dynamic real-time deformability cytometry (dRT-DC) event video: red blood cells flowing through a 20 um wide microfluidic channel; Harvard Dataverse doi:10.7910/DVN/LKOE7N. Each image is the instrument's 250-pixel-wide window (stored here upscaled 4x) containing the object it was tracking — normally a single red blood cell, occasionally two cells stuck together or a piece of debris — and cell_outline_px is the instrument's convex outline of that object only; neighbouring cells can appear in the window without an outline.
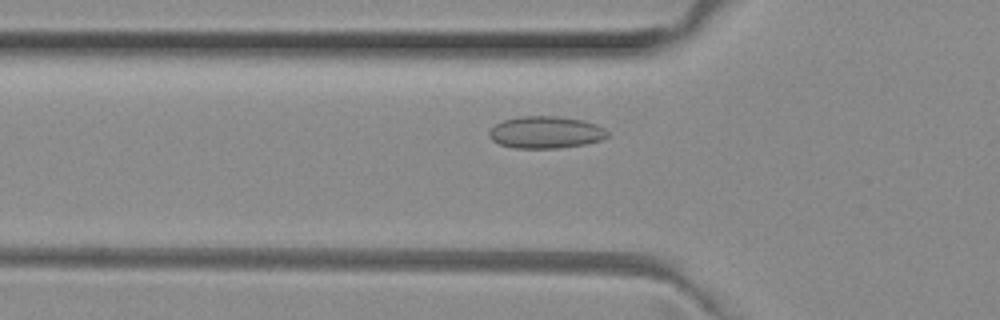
{"species": "common noctule bat (a hibernating species)", "species_latin": "Nyctalus noctula", "temperature_condition": "room temperature", "stored_images_in_passage": 36, "camera_frame_rate_fps": 3000, "um_per_image_px": 0.085, "animal": {"sex": "female", "body_mass_g": 29.2, "forearm_length_mm": 56.3}, "frame": {"image": 1, "passage_image": 2, "time_ms": 0.333, "image_size_px": [1000, 320], "cell_outline_px": [[608, 136], [600, 140], [584, 144], [556, 148], [516, 148], [500, 144], [492, 140], [488, 136], [488, 132], [496, 124], [504, 120], [520, 116], [560, 116], [580, 120], [596, 124], [604, 128], [608, 132]], "centroid_in_image_um": [46.37, 11.24], "position_along_channel_um": 79.4, "area_um2": 21.96}}
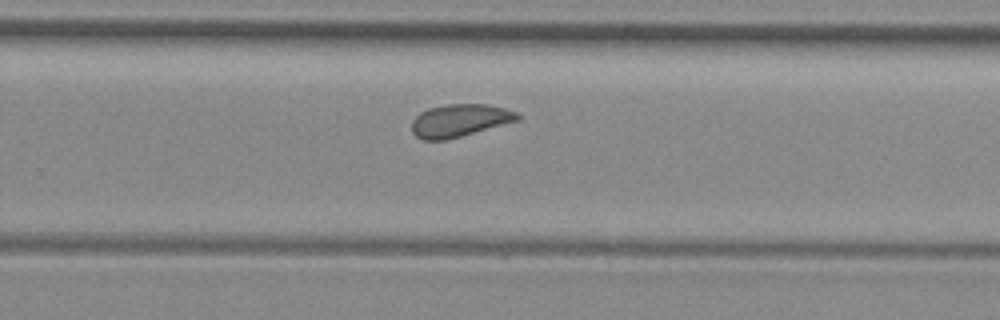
{"frame": {"image": 2, "passage_image": 18, "time_ms": 5.667, "image_size_px": [1000, 320], "cell_outline_px": [[520, 120], [460, 136], [444, 140], [424, 140], [416, 136], [412, 132], [412, 120], [420, 112], [428, 108], [448, 104], [488, 104], [504, 108], [516, 112], [520, 116]], "centroid_in_image_um": [39.06, 10.23], "position_along_channel_um": 290.7, "area_um2": 20.0}}
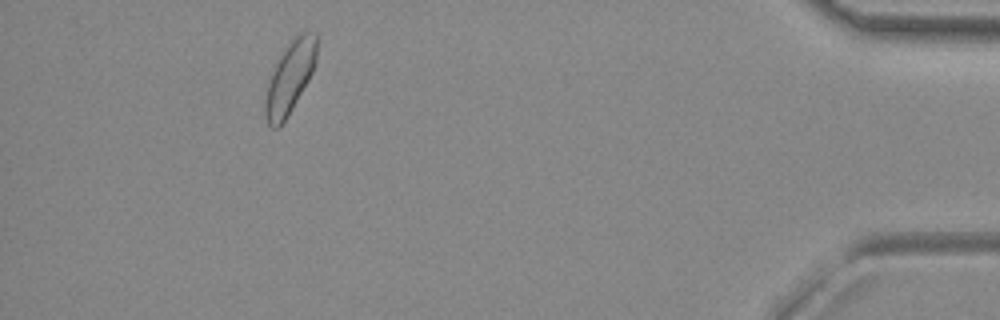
{"frame": {"image": 3, "passage_image": 32, "time_ms": 10.333, "image_size_px": [1000, 320], "cell_outline_px": [[316, 60], [312, 72], [308, 80], [280, 128], [272, 128], [268, 124], [264, 116], [264, 100], [268, 84], [272, 72], [280, 56], [288, 44], [300, 32], [316, 32]], "centroid_in_image_um": [24.62, 6.62], "position_along_channel_um": 410.6, "area_um2": 21.15}, "authors_computed_cell_mechanics": {"area_um2": 20.2878, "velocity_mm_per_s": 3.9648, "shape_relaxation_time_tau1_ms": null, "shape_relaxation_time_tau2_ms": 2.3005, "deformation_change_tau1": null, "deformation_change_tau2": 0.0629}}